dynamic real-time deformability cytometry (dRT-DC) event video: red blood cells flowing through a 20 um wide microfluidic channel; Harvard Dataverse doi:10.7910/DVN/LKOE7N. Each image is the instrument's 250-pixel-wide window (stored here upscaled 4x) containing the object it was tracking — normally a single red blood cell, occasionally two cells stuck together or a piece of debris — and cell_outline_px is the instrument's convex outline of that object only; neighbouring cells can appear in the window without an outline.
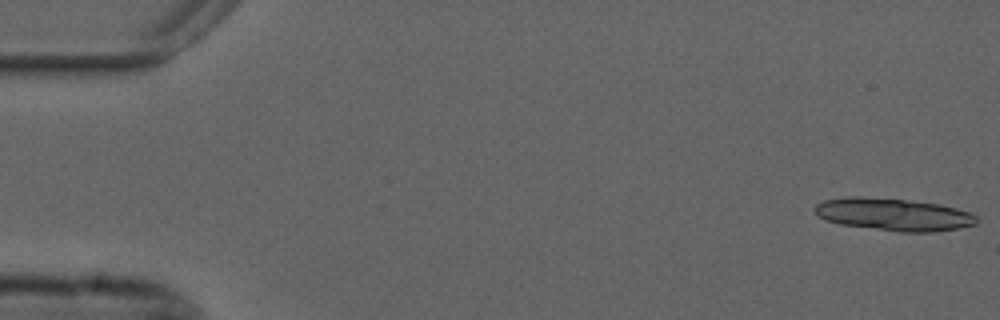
{"species": "common noctule bat (a hibernating species)", "species_latin": "Nyctalus noctula", "temperature_condition": "cold", "stored_images_in_passage": 32, "camera_frame_rate_fps": 3000, "um_per_image_px": 0.085, "animal": {"sex": "male", "forearm_length_mm": 52.5}, "frame": {"image": 1, "passage_image": 1, "time_ms": 0.0, "image_size_px": [1000, 320], "cell_outline_px": [[980, 220], [976, 224], [956, 228], [932, 232], [900, 232], [840, 224], [824, 220], [812, 208], [816, 204], [824, 200], [852, 196], [856, 196], [904, 200], [940, 204], [956, 208], [968, 212], [976, 216]], "centroid_in_image_um": [75.94, 18.23], "position_along_channel_um": 9.1, "area_um2": 30.4}}
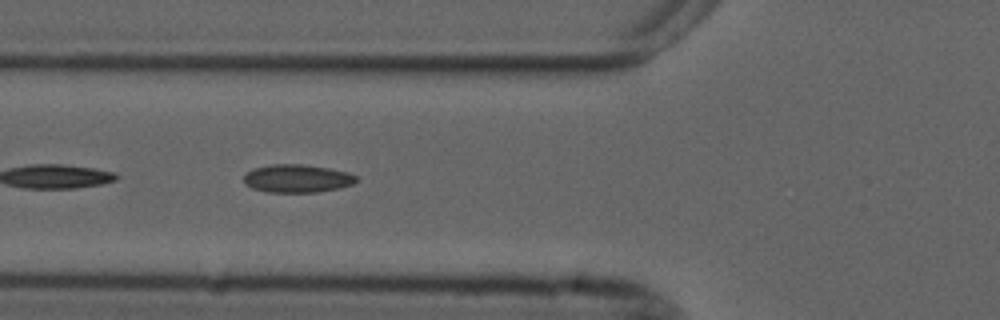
{"frame": {"image": 2, "passage_image": 20, "time_ms": 6.333, "image_size_px": [1000, 320], "cell_outline_px": [[360, 180], [352, 184], [340, 188], [316, 192], [268, 192], [252, 188], [244, 184], [244, 172], [252, 168], [272, 164], [304, 164], [328, 168], [348, 172], [356, 176]], "centroid_in_image_um": [25.24, 15.16], "position_along_channel_um": 100.6, "area_um2": 18.61}}
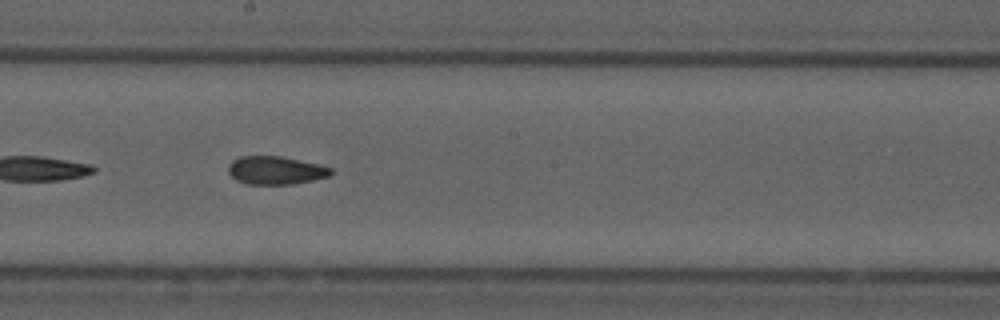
{"frame": {"image": 3, "passage_image": 30, "time_ms": 9.667, "image_size_px": [1000, 320], "cell_outline_px": [[332, 172], [328, 176], [312, 180], [292, 184], [248, 184], [236, 180], [228, 172], [228, 164], [232, 160], [240, 156], [280, 156], [320, 164], [332, 168]], "centroid_in_image_um": [23.41, 14.47], "position_along_channel_um": 224.8, "area_um2": 16.82}}